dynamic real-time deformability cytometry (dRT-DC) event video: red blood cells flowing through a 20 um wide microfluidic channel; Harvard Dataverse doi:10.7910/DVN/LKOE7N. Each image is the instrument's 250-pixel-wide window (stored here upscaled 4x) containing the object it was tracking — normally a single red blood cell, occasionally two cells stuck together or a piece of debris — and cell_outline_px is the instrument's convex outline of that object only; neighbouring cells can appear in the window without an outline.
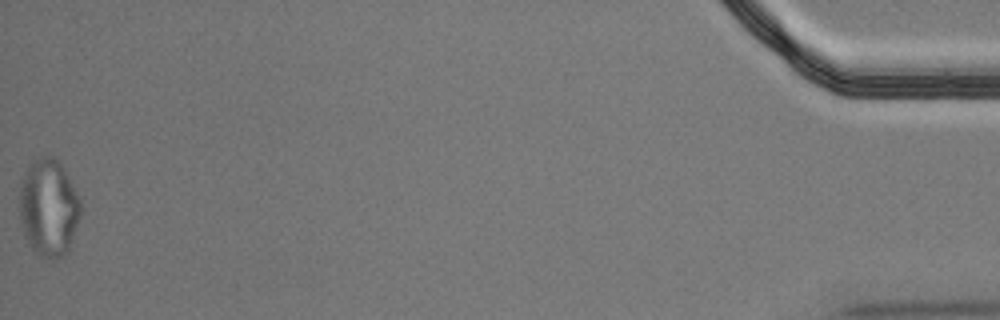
{"species": "Egyptian fruit bat (a non-hibernating species)", "species_latin": "Rousettus aegyptiacus", "temperature_condition": "cold", "stored_images_in_passage": 14, "segment_of_instrument_passage": [2, 2], "camera_frame_rate_fps": 3000, "um_per_image_px": 0.085, "animal": {"sex": "male"}, "frame": {"image": 1, "passage_image": 14, "time_ms": 4.333, "image_size_px": [1000, 320], "cell_outline_px": [[80, 216], [68, 252], [64, 256], [40, 256], [28, 244], [24, 236], [20, 220], [20, 184], [24, 172], [28, 164], [40, 156], [52, 156], [64, 168], [80, 200]], "centroid_in_image_um": [4.11, 17.63], "position_along_channel_um": 431.1, "area_um2": 34.51}}